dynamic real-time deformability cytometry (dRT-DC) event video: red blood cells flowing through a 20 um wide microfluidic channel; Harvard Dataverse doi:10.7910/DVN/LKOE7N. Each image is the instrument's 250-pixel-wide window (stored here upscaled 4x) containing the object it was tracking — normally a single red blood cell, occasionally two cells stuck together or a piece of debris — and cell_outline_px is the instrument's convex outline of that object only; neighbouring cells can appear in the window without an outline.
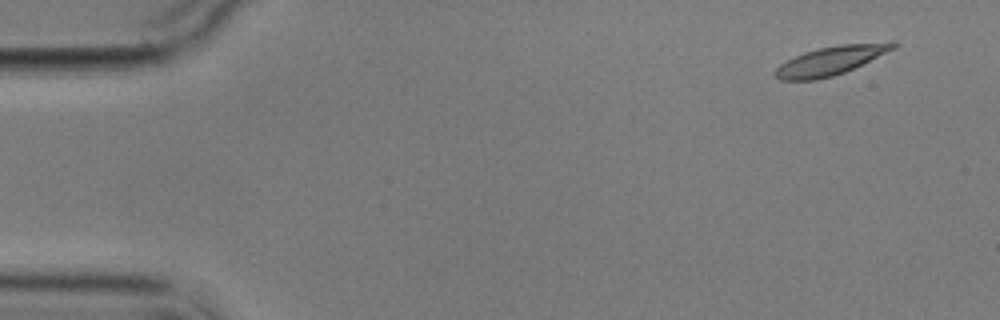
{"species": "common noctule bat (a hibernating species)", "species_latin": "Nyctalus noctula", "temperature_condition": "cold", "stored_images_in_passage": 5, "camera_frame_rate_fps": 3000, "um_per_image_px": 0.085, "animal": {"sex": "male", "body_mass_g": 17.9}, "frame": {"image": 1, "passage_image": 1, "time_ms": 0.0, "image_size_px": [1000, 320], "cell_outline_px": [[896, 48], [844, 72], [832, 76], [816, 80], [780, 80], [772, 72], [780, 64], [804, 52], [820, 48], [840, 44], [892, 40], [896, 40]], "centroid_in_image_um": [70.66, 5.12], "position_along_channel_um": 14.3, "area_um2": 19.83}}
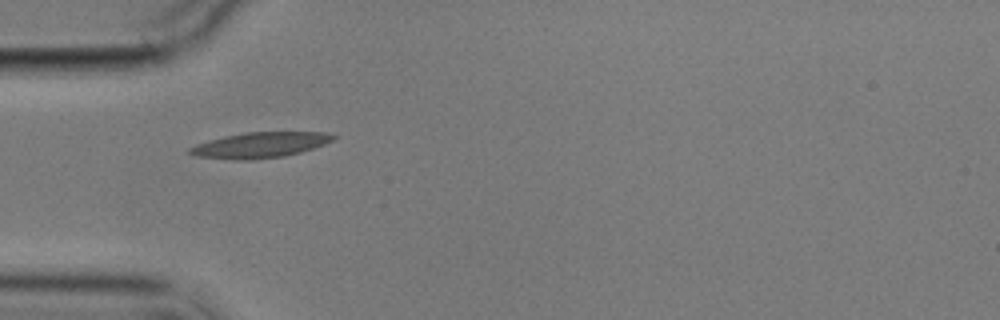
{"frame": {"image": 2, "passage_image": 5, "time_ms": 4.667, "image_size_px": [1000, 320], "cell_outline_px": [[340, 136], [324, 144], [300, 152], [284, 156], [252, 160], [236, 160], [196, 156], [188, 152], [188, 148], [196, 144], [208, 140], [224, 136], [244, 132], [328, 132]], "centroid_in_image_um": [22.1, 12.32], "position_along_channel_um": 62.9, "area_um2": 21.44}}